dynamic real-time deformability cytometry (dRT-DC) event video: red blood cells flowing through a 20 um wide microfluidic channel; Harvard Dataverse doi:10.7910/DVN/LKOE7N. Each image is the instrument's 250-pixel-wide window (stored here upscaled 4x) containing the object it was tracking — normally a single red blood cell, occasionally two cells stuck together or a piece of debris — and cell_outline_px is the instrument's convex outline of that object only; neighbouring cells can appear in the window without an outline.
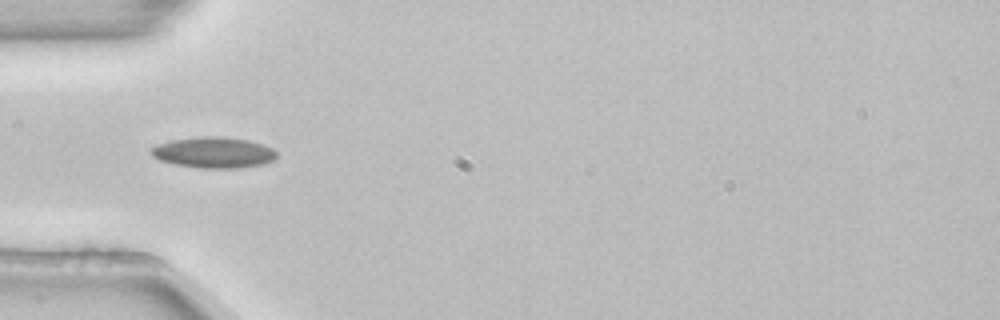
{"species": "common noctule bat (a hibernating species)", "species_latin": "Nyctalus noctula", "temperature_condition": "room temperature", "stored_images_in_passage": 41, "camera_frame_rate_fps": 3000, "um_per_image_px": 0.085, "animal": {"sex": "female", "body_mass_g": 22.7, "forearm_length_mm": 54.2}, "frame": {"image": 1, "passage_image": 7, "time_ms": 2.0, "image_size_px": [1000, 320], "cell_outline_px": [[276, 160], [264, 164], [236, 168], [200, 168], [176, 164], [160, 160], [152, 156], [152, 148], [156, 144], [172, 140], [200, 136], [220, 136], [248, 140], [264, 144], [272, 148], [276, 152]], "centroid_in_image_um": [18.19, 12.96], "position_along_channel_um": 66.8, "area_um2": 22.66}}
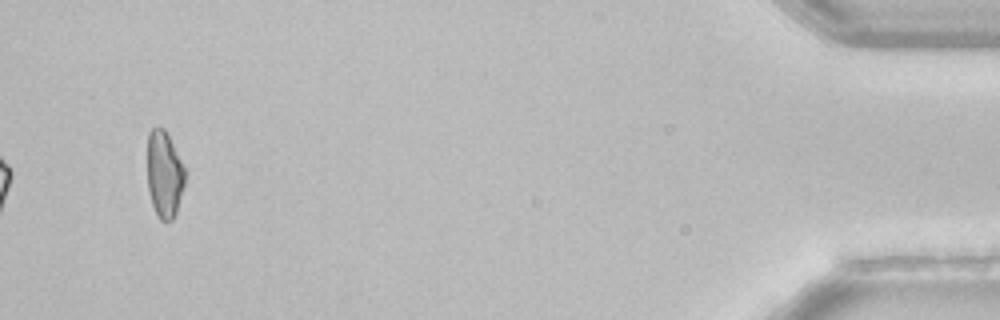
{"frame": {"image": 2, "passage_image": 41, "time_ms": 13.333, "image_size_px": [1000, 320], "cell_outline_px": [[188, 172], [176, 212], [172, 220], [160, 220], [152, 204], [148, 188], [148, 132], [152, 128], [164, 128]], "centroid_in_image_um": [13.99, 14.8], "position_along_channel_um": 421.2, "area_um2": 19.02}, "authors_computed_cell_mechanics": {"area_um2": 20.4034, "velocity_mm_per_s": 3.8505, "shape_relaxation_time_tau1_ms": 5.3655, "shape_relaxation_time_tau2_ms": null, "deformation_change_tau1": 0.1297, "deformation_change_tau2": null}}